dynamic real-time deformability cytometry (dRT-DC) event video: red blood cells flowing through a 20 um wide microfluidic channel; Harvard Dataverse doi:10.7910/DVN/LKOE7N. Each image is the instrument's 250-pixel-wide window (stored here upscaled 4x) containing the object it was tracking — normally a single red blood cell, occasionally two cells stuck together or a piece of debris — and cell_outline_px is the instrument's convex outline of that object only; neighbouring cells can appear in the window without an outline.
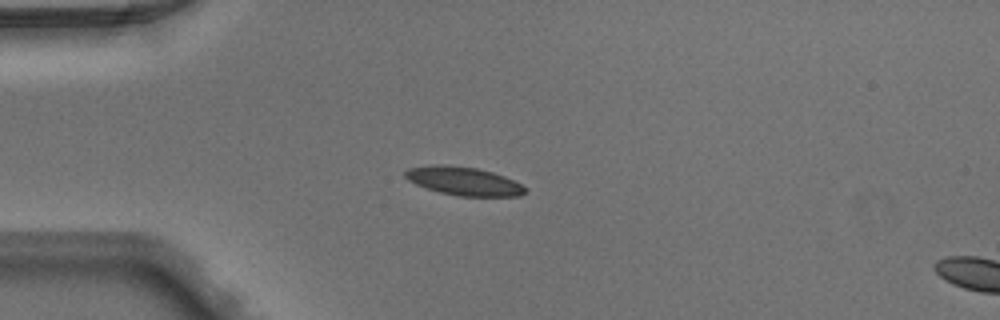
{"species": "Egyptian fruit bat (a non-hibernating species)", "species_latin": "Rousettus aegyptiacus", "temperature_condition": "warm", "stored_images_in_passage": 4, "camera_frame_rate_fps": 3000, "um_per_image_px": 0.085, "animal": {"sex": "male"}, "frame": {"image": 1, "passage_image": 1, "time_ms": 0.0, "image_size_px": [1000, 320], "cell_outline_px": [[528, 192], [520, 196], [460, 196], [440, 192], [416, 184], [408, 180], [404, 176], [404, 172], [408, 168], [440, 164], [476, 168], [492, 172], [504, 176], [528, 188]], "centroid_in_image_um": [39.44, 15.4], "position_along_channel_um": 45.6, "area_um2": 19.71}}